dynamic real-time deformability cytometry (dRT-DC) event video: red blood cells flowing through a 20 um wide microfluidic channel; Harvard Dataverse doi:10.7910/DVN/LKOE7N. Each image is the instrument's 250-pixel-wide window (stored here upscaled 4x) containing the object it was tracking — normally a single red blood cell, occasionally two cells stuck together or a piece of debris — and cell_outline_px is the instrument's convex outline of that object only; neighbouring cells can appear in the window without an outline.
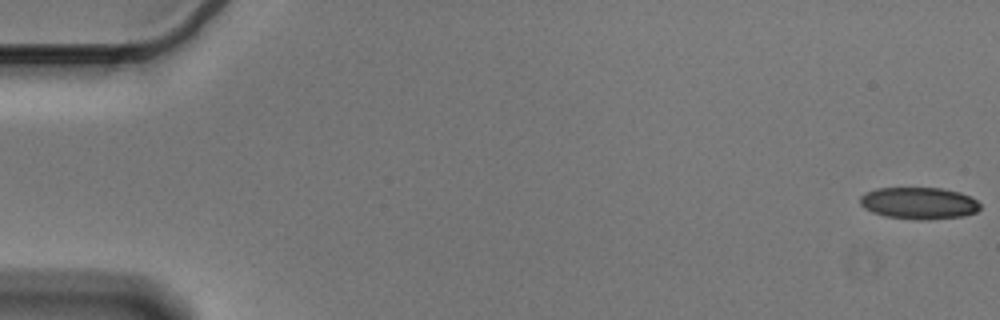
{"species": "Egyptian fruit bat (a non-hibernating species)", "species_latin": "Rousettus aegyptiacus", "temperature_condition": "cold", "stored_images_in_passage": 56, "camera_frame_rate_fps": 3000, "um_per_image_px": 0.085, "animal": {"sex": "male"}, "frame": {"image": 1, "passage_image": 1, "time_ms": 0.0, "image_size_px": [1000, 320], "cell_outline_px": [[980, 208], [976, 212], [964, 216], [924, 220], [916, 220], [884, 216], [872, 212], [864, 208], [860, 204], [860, 196], [864, 192], [876, 188], [944, 188], [960, 192], [972, 196], [980, 204]], "centroid_in_image_um": [78.1, 17.26], "position_along_channel_um": 6.9, "area_um2": 22.6}}
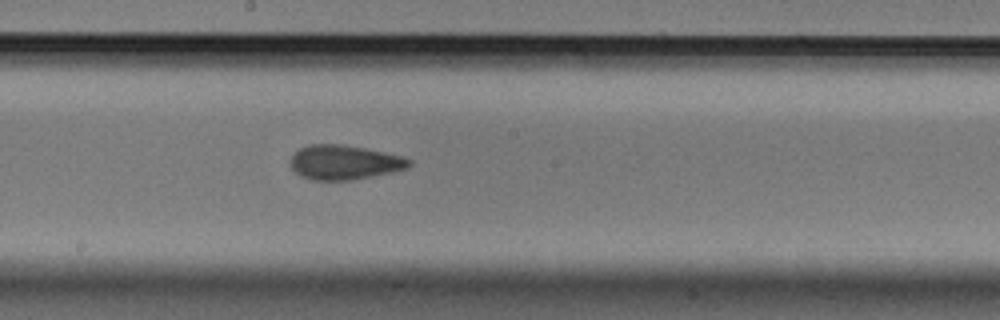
{"frame": {"image": 2, "passage_image": 31, "time_ms": 10.0, "image_size_px": [1000, 320], "cell_outline_px": [[412, 164], [408, 168], [392, 172], [352, 180], [312, 180], [300, 176], [288, 164], [288, 160], [292, 152], [308, 144], [340, 144], [364, 148], [404, 156], [412, 160]], "centroid_in_image_um": [29.23, 13.79], "position_along_channel_um": 219.0, "area_um2": 24.22}}
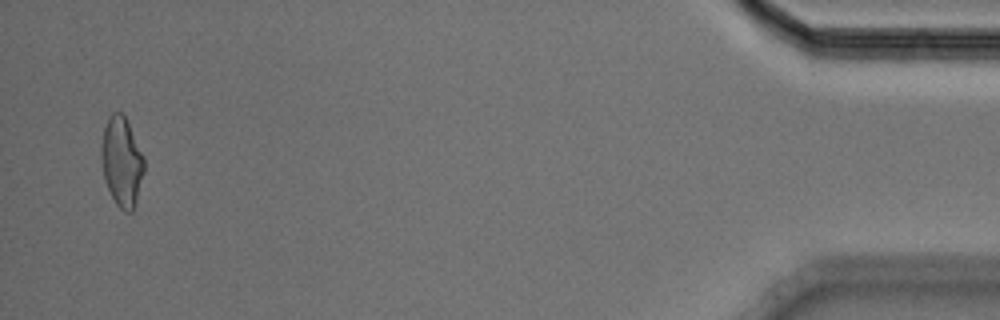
{"frame": {"image": 3, "passage_image": 55, "time_ms": 18.0, "image_size_px": [1000, 320], "cell_outline_px": [[144, 172], [136, 204], [132, 212], [124, 212], [116, 204], [108, 188], [104, 176], [100, 156], [100, 148], [104, 128], [108, 116], [112, 112], [120, 112], [128, 120], [144, 156]], "centroid_in_image_um": [10.36, 13.73], "position_along_channel_um": 424.8, "area_um2": 22.6}, "authors_computed_cell_mechanics": {"area_um2": 23.2356, "velocity_mm_per_s": 3.586, "shape_relaxation_time_tau1_ms": 7.879, "shape_relaxation_time_tau2_ms": 2.7975, "deformation_change_tau1": 0.1488, "deformation_change_tau2": 0.1109}}